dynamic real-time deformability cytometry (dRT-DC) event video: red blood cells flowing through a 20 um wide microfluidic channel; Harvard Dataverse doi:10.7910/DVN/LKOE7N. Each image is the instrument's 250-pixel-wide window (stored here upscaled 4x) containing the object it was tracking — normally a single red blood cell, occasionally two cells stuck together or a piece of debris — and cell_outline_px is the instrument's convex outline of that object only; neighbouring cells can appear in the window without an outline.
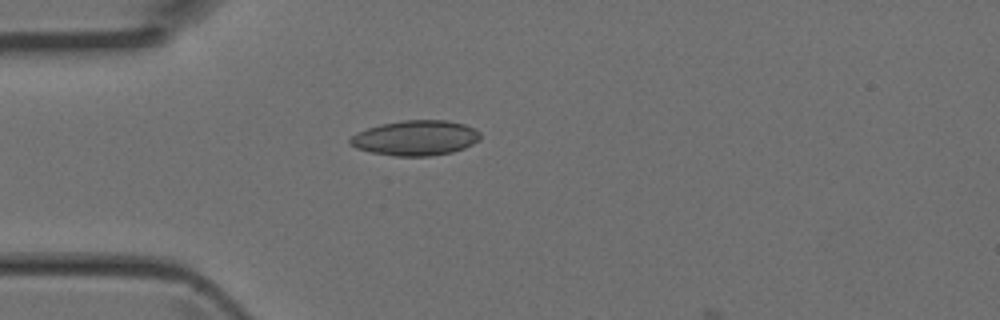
{"species": "Egyptian fruit bat (a non-hibernating species)", "species_latin": "Rousettus aegyptiacus", "temperature_condition": "room temperature", "stored_images_in_passage": 3, "camera_frame_rate_fps": 3000, "um_per_image_px": 0.085, "animal": {"sex": "female"}, "frame": {"image": 1, "passage_image": 1, "time_ms": 0.0, "image_size_px": [1000, 320], "cell_outline_px": [[480, 140], [464, 148], [452, 152], [428, 156], [392, 156], [372, 152], [356, 148], [348, 144], [348, 140], [352, 136], [368, 128], [380, 124], [400, 120], [448, 120], [464, 124], [480, 132]], "centroid_in_image_um": [35.32, 11.72], "position_along_channel_um": 49.7, "area_um2": 26.65}}